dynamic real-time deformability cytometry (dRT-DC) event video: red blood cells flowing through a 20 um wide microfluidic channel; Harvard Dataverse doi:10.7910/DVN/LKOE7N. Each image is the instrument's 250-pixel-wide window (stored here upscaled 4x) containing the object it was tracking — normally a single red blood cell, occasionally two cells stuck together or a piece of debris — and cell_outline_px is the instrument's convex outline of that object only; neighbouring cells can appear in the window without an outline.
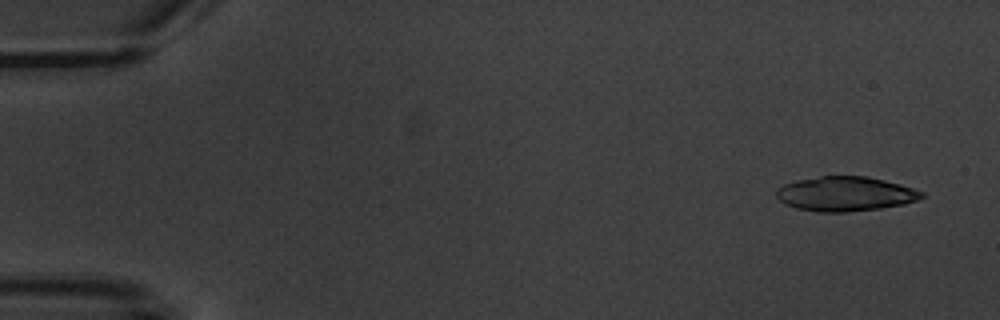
{"species": "common noctule bat (a hibernating species)", "species_latin": "Nyctalus noctula", "temperature_condition": "warm", "stored_images_in_passage": 4, "camera_frame_rate_fps": 3000, "um_per_image_px": 0.085, "animal": {"sex": "male", "body_mass_g": 20.1, "forearm_length_mm": 53.5}, "frame": {"image": 1, "passage_image": 1, "time_ms": 0.0, "image_size_px": [1000, 320], "cell_outline_px": [[924, 196], [920, 200], [904, 204], [880, 208], [844, 212], [820, 212], [796, 208], [780, 200], [776, 196], [776, 188], [784, 184], [796, 180], [820, 176], [868, 176], [900, 184], [924, 192]], "centroid_in_image_um": [71.87, 16.47], "position_along_channel_um": 13.1, "area_um2": 29.25}}